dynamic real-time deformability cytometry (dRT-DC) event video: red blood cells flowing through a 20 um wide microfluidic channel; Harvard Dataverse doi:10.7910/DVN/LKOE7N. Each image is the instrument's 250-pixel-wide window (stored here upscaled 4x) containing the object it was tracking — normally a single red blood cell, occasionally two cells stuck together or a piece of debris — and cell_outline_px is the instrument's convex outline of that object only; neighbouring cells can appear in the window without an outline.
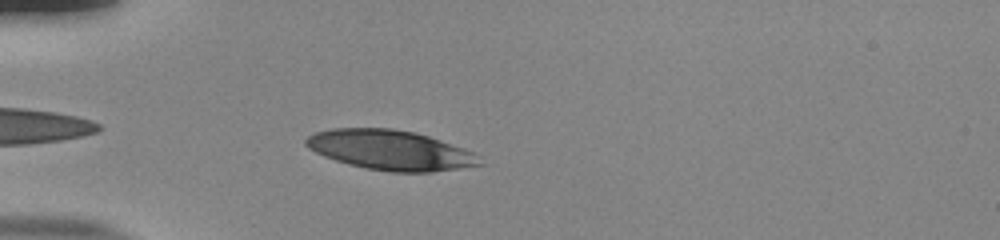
{"species": "human", "species_latin": "Homo sapiens", "temperature_condition": "room temperature", "stored_images_in_passage": 37, "camera_frame_rate_fps": 3000, "um_per_image_px": 0.085, "donor": {"sex": "male"}, "frame": {"image": 1, "passage_image": 3, "time_ms": 0.667, "image_size_px": [1000, 240], "cell_outline_px": [[484, 164], [432, 172], [388, 172], [364, 168], [348, 164], [324, 156], [308, 148], [304, 144], [304, 140], [308, 136], [316, 132], [332, 128], [392, 128], [416, 132], [464, 148], [480, 156]], "centroid_in_image_um": [33.17, 12.76], "position_along_channel_um": 51.8, "area_um2": 40.46}}
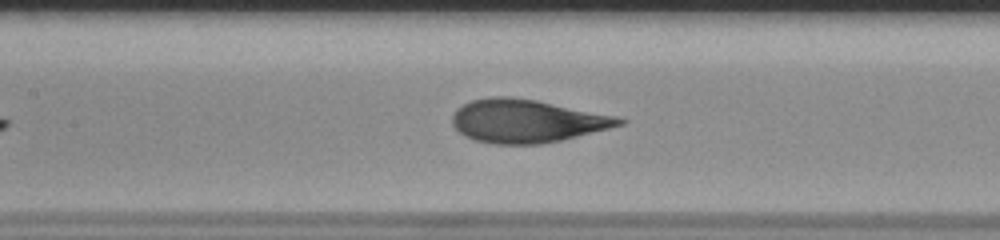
{"frame": {"image": 2, "passage_image": 13, "time_ms": 4.0, "image_size_px": [1000, 240], "cell_outline_px": [[628, 120], [624, 124], [560, 140], [540, 144], [492, 144], [476, 140], [464, 136], [452, 124], [452, 116], [456, 108], [472, 100], [492, 96], [508, 96], [536, 100], [616, 116]], "centroid_in_image_um": [44.74, 10.28], "position_along_channel_um": 162.7, "area_um2": 41.67}}
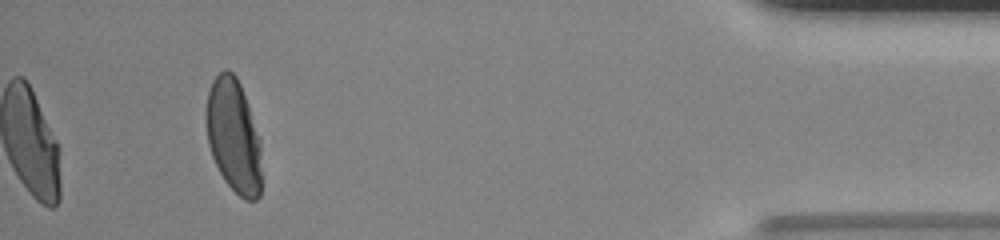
{"frame": {"image": 3, "passage_image": 37, "time_ms": 12.0, "image_size_px": [1000, 240], "cell_outline_px": [[260, 196], [256, 200], [244, 200], [224, 180], [212, 156], [208, 144], [204, 116], [204, 112], [208, 92], [212, 80], [224, 68], [228, 68], [236, 76], [240, 84], [260, 140]], "centroid_in_image_um": [19.82, 11.53], "position_along_channel_um": 415.4, "area_um2": 36.7}, "authors_computed_cell_mechanics": {"area_um2": 41.616, "velocity_mm_per_s": 3.8403, "shape_relaxation_time_tau1_ms": 6.8729, "shape_relaxation_time_tau2_ms": null, "deformation_change_tau1": 0.2574, "deformation_change_tau2": null}}